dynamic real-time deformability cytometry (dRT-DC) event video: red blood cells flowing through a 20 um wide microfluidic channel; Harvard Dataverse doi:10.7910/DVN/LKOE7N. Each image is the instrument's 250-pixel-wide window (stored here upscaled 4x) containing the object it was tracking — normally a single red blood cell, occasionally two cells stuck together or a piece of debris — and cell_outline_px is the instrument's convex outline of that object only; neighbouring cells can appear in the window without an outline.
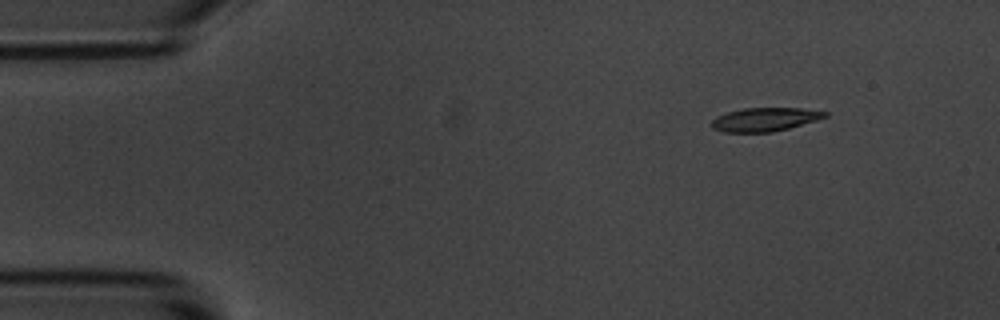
{"species": "common noctule bat (a hibernating species)", "species_latin": "Nyctalus noctula", "temperature_condition": "room temperature", "stored_images_in_passage": 49, "camera_frame_rate_fps": 3000, "um_per_image_px": 0.085, "animal": {"sex": "male", "body_mass_g": 20.1, "forearm_length_mm": 53.5}, "frame": {"image": 1, "passage_image": 1, "time_ms": 0.0, "image_size_px": [1000, 320], "cell_outline_px": [[828, 116], [816, 120], [788, 128], [772, 132], [724, 132], [712, 128], [712, 120], [716, 116], [728, 112], [744, 108], [800, 108], [828, 112]], "centroid_in_image_um": [65.0, 10.15], "position_along_channel_um": 20.0, "area_um2": 15.43}}
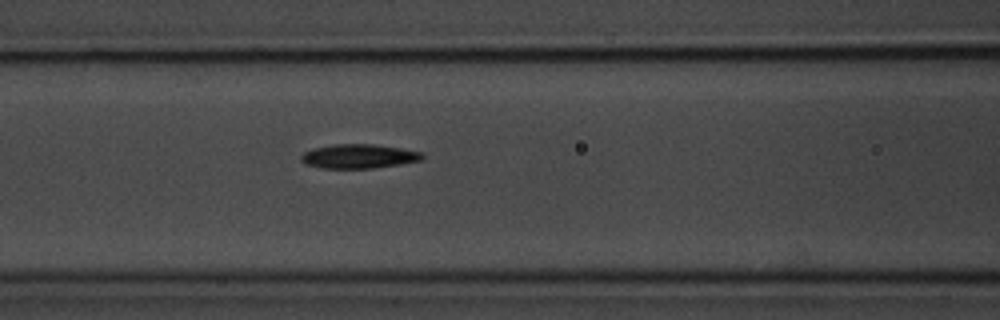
{"frame": {"image": 2, "passage_image": 17, "time_ms": 5.333, "image_size_px": [1000, 320], "cell_outline_px": [[424, 156], [420, 160], [400, 164], [372, 168], [320, 168], [304, 164], [300, 160], [300, 156], [304, 152], [312, 148], [336, 144], [372, 144], [400, 148], [420, 152]], "centroid_in_image_um": [30.42, 13.28], "position_along_channel_um": 136.2, "area_um2": 16.99}}
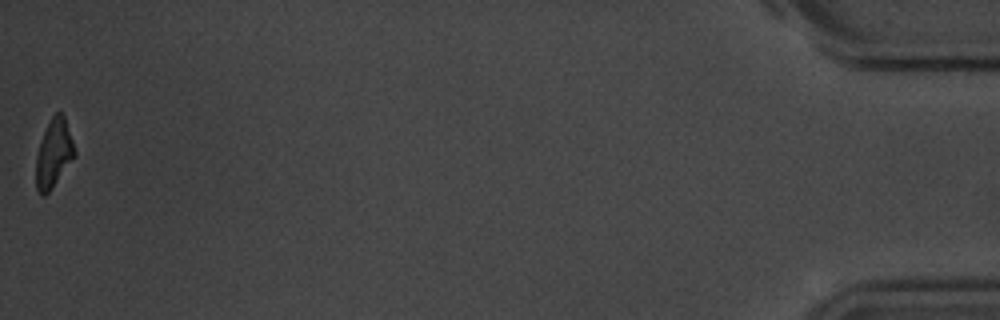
{"frame": {"image": 3, "passage_image": 49, "time_ms": 16.0, "image_size_px": [1000, 320], "cell_outline_px": [[76, 156], [52, 188], [44, 196], [40, 196], [36, 188], [36, 156], [44, 132], [52, 116], [56, 112], [60, 112], [64, 116], [76, 152]], "centroid_in_image_um": [4.57, 13.09], "position_along_channel_um": 430.6, "area_um2": 15.2}, "authors_computed_cell_mechanics": {"area_um2": 16.7042, "velocity_mm_per_s": 3.677, "shape_relaxation_time_tau1_ms": 2.3978, "shape_relaxation_time_tau2_ms": 4.0115, "deformation_change_tau1": 0.1461, "deformation_change_tau2": 0.1239}}